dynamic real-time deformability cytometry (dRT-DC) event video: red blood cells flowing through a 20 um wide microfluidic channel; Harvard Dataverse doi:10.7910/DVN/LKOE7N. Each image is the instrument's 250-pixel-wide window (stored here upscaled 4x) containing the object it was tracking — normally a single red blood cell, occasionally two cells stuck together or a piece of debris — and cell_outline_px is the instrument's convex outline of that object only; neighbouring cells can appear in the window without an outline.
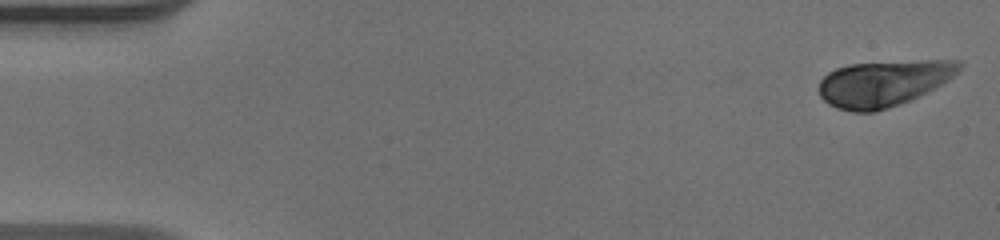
{"species": "human", "species_latin": "Homo sapiens", "temperature_condition": "warm", "stored_images_in_passage": 53, "camera_frame_rate_fps": 3000, "um_per_image_px": 0.085, "donor": {"sex": "male"}, "frame": {"image": 1, "passage_image": 1, "time_ms": 0.0, "image_size_px": [1000, 240], "cell_outline_px": [[964, 64], [952, 76], [940, 84], [900, 104], [876, 112], [852, 112], [836, 108], [828, 104], [820, 96], [820, 80], [828, 72], [836, 68], [848, 64], [920, 60], [960, 60]], "centroid_in_image_um": [75.06, 7.07], "position_along_channel_um": 9.9, "area_um2": 37.4}}